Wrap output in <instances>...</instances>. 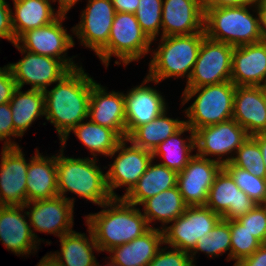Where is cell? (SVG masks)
<instances>
[{
  "label": "cell",
  "instance_id": "obj_18",
  "mask_svg": "<svg viewBox=\"0 0 266 266\" xmlns=\"http://www.w3.org/2000/svg\"><path fill=\"white\" fill-rule=\"evenodd\" d=\"M256 205L222 167L210 187L205 206L224 220H234L251 211Z\"/></svg>",
  "mask_w": 266,
  "mask_h": 266
},
{
  "label": "cell",
  "instance_id": "obj_52",
  "mask_svg": "<svg viewBox=\"0 0 266 266\" xmlns=\"http://www.w3.org/2000/svg\"><path fill=\"white\" fill-rule=\"evenodd\" d=\"M262 90H263L264 101L266 104V84L262 86Z\"/></svg>",
  "mask_w": 266,
  "mask_h": 266
},
{
  "label": "cell",
  "instance_id": "obj_10",
  "mask_svg": "<svg viewBox=\"0 0 266 266\" xmlns=\"http://www.w3.org/2000/svg\"><path fill=\"white\" fill-rule=\"evenodd\" d=\"M65 15L67 11H64L50 24L26 31L16 43L28 52L61 60L70 70L78 68L79 66L72 58L66 59L65 57L66 51L74 46L73 37L62 25V21L66 18Z\"/></svg>",
  "mask_w": 266,
  "mask_h": 266
},
{
  "label": "cell",
  "instance_id": "obj_29",
  "mask_svg": "<svg viewBox=\"0 0 266 266\" xmlns=\"http://www.w3.org/2000/svg\"><path fill=\"white\" fill-rule=\"evenodd\" d=\"M89 237L84 233L71 231L60 237L61 250L52 255L63 266H97L92 249L100 252L91 229L88 227ZM58 253V254H57Z\"/></svg>",
  "mask_w": 266,
  "mask_h": 266
},
{
  "label": "cell",
  "instance_id": "obj_3",
  "mask_svg": "<svg viewBox=\"0 0 266 266\" xmlns=\"http://www.w3.org/2000/svg\"><path fill=\"white\" fill-rule=\"evenodd\" d=\"M56 156L58 196L74 205V199L66 197L72 192L98 206L110 201L113 197L106 183V174L97 166L96 158H73L63 156V147Z\"/></svg>",
  "mask_w": 266,
  "mask_h": 266
},
{
  "label": "cell",
  "instance_id": "obj_42",
  "mask_svg": "<svg viewBox=\"0 0 266 266\" xmlns=\"http://www.w3.org/2000/svg\"><path fill=\"white\" fill-rule=\"evenodd\" d=\"M14 136V138L20 137L14 131V124L12 121V110L10 102L0 104V141L5 140L3 147L19 146L15 142H11V139L7 137Z\"/></svg>",
  "mask_w": 266,
  "mask_h": 266
},
{
  "label": "cell",
  "instance_id": "obj_41",
  "mask_svg": "<svg viewBox=\"0 0 266 266\" xmlns=\"http://www.w3.org/2000/svg\"><path fill=\"white\" fill-rule=\"evenodd\" d=\"M166 248H160L147 266H195L188 252L174 247L166 251Z\"/></svg>",
  "mask_w": 266,
  "mask_h": 266
},
{
  "label": "cell",
  "instance_id": "obj_22",
  "mask_svg": "<svg viewBox=\"0 0 266 266\" xmlns=\"http://www.w3.org/2000/svg\"><path fill=\"white\" fill-rule=\"evenodd\" d=\"M88 117L90 121L114 130L126 138L125 98L121 92H106L99 83L92 86Z\"/></svg>",
  "mask_w": 266,
  "mask_h": 266
},
{
  "label": "cell",
  "instance_id": "obj_13",
  "mask_svg": "<svg viewBox=\"0 0 266 266\" xmlns=\"http://www.w3.org/2000/svg\"><path fill=\"white\" fill-rule=\"evenodd\" d=\"M223 167L216 159L195 156L177 175V187L188 206H205L215 176Z\"/></svg>",
  "mask_w": 266,
  "mask_h": 266
},
{
  "label": "cell",
  "instance_id": "obj_15",
  "mask_svg": "<svg viewBox=\"0 0 266 266\" xmlns=\"http://www.w3.org/2000/svg\"><path fill=\"white\" fill-rule=\"evenodd\" d=\"M115 13L111 0H88L81 21L72 28L80 44L97 55L108 43Z\"/></svg>",
  "mask_w": 266,
  "mask_h": 266
},
{
  "label": "cell",
  "instance_id": "obj_9",
  "mask_svg": "<svg viewBox=\"0 0 266 266\" xmlns=\"http://www.w3.org/2000/svg\"><path fill=\"white\" fill-rule=\"evenodd\" d=\"M233 49L234 46L205 36L185 88H197L231 81Z\"/></svg>",
  "mask_w": 266,
  "mask_h": 266
},
{
  "label": "cell",
  "instance_id": "obj_38",
  "mask_svg": "<svg viewBox=\"0 0 266 266\" xmlns=\"http://www.w3.org/2000/svg\"><path fill=\"white\" fill-rule=\"evenodd\" d=\"M163 0H139L135 17L142 31L153 42L162 27Z\"/></svg>",
  "mask_w": 266,
  "mask_h": 266
},
{
  "label": "cell",
  "instance_id": "obj_40",
  "mask_svg": "<svg viewBox=\"0 0 266 266\" xmlns=\"http://www.w3.org/2000/svg\"><path fill=\"white\" fill-rule=\"evenodd\" d=\"M262 244L266 243V205L257 204L251 211L236 219Z\"/></svg>",
  "mask_w": 266,
  "mask_h": 266
},
{
  "label": "cell",
  "instance_id": "obj_31",
  "mask_svg": "<svg viewBox=\"0 0 266 266\" xmlns=\"http://www.w3.org/2000/svg\"><path fill=\"white\" fill-rule=\"evenodd\" d=\"M186 131L191 134L187 139L188 142L180 137ZM193 149H196L194 131L185 123L177 132L158 145L152 152V156L153 160L156 156H161L164 160L159 164L179 173L195 156L190 154Z\"/></svg>",
  "mask_w": 266,
  "mask_h": 266
},
{
  "label": "cell",
  "instance_id": "obj_37",
  "mask_svg": "<svg viewBox=\"0 0 266 266\" xmlns=\"http://www.w3.org/2000/svg\"><path fill=\"white\" fill-rule=\"evenodd\" d=\"M240 190L245 192L256 204H266V178H259L246 169L239 168L231 162L223 165Z\"/></svg>",
  "mask_w": 266,
  "mask_h": 266
},
{
  "label": "cell",
  "instance_id": "obj_1",
  "mask_svg": "<svg viewBox=\"0 0 266 266\" xmlns=\"http://www.w3.org/2000/svg\"><path fill=\"white\" fill-rule=\"evenodd\" d=\"M96 82L82 66L70 70L56 86L45 90V119L54 124L62 147L71 130L88 118L90 94Z\"/></svg>",
  "mask_w": 266,
  "mask_h": 266
},
{
  "label": "cell",
  "instance_id": "obj_17",
  "mask_svg": "<svg viewBox=\"0 0 266 266\" xmlns=\"http://www.w3.org/2000/svg\"><path fill=\"white\" fill-rule=\"evenodd\" d=\"M32 203V204H31ZM33 230L54 234L59 238L72 230L74 205L61 196L27 202L24 208Z\"/></svg>",
  "mask_w": 266,
  "mask_h": 266
},
{
  "label": "cell",
  "instance_id": "obj_16",
  "mask_svg": "<svg viewBox=\"0 0 266 266\" xmlns=\"http://www.w3.org/2000/svg\"><path fill=\"white\" fill-rule=\"evenodd\" d=\"M197 156H219L217 162L223 165L222 156L234 152L249 137L246 130L233 118L194 131Z\"/></svg>",
  "mask_w": 266,
  "mask_h": 266
},
{
  "label": "cell",
  "instance_id": "obj_53",
  "mask_svg": "<svg viewBox=\"0 0 266 266\" xmlns=\"http://www.w3.org/2000/svg\"><path fill=\"white\" fill-rule=\"evenodd\" d=\"M106 265H107V266H116V265H113L111 262L107 263ZM97 266H100L99 263H98Z\"/></svg>",
  "mask_w": 266,
  "mask_h": 266
},
{
  "label": "cell",
  "instance_id": "obj_27",
  "mask_svg": "<svg viewBox=\"0 0 266 266\" xmlns=\"http://www.w3.org/2000/svg\"><path fill=\"white\" fill-rule=\"evenodd\" d=\"M13 3L15 13H12V26L15 43L26 31L50 24L64 12L58 8L55 13L49 0H13Z\"/></svg>",
  "mask_w": 266,
  "mask_h": 266
},
{
  "label": "cell",
  "instance_id": "obj_50",
  "mask_svg": "<svg viewBox=\"0 0 266 266\" xmlns=\"http://www.w3.org/2000/svg\"><path fill=\"white\" fill-rule=\"evenodd\" d=\"M37 266H63L52 255H45Z\"/></svg>",
  "mask_w": 266,
  "mask_h": 266
},
{
  "label": "cell",
  "instance_id": "obj_48",
  "mask_svg": "<svg viewBox=\"0 0 266 266\" xmlns=\"http://www.w3.org/2000/svg\"><path fill=\"white\" fill-rule=\"evenodd\" d=\"M254 8L257 9L262 40L266 42V4L261 0L256 6L254 5Z\"/></svg>",
  "mask_w": 266,
  "mask_h": 266
},
{
  "label": "cell",
  "instance_id": "obj_25",
  "mask_svg": "<svg viewBox=\"0 0 266 266\" xmlns=\"http://www.w3.org/2000/svg\"><path fill=\"white\" fill-rule=\"evenodd\" d=\"M162 244H164L163 231L151 228L131 242L112 248L108 251L112 253L109 258L116 266H147Z\"/></svg>",
  "mask_w": 266,
  "mask_h": 266
},
{
  "label": "cell",
  "instance_id": "obj_30",
  "mask_svg": "<svg viewBox=\"0 0 266 266\" xmlns=\"http://www.w3.org/2000/svg\"><path fill=\"white\" fill-rule=\"evenodd\" d=\"M21 90L17 88L10 101L14 131L20 137L39 116H45L44 91L29 89L23 93Z\"/></svg>",
  "mask_w": 266,
  "mask_h": 266
},
{
  "label": "cell",
  "instance_id": "obj_8",
  "mask_svg": "<svg viewBox=\"0 0 266 266\" xmlns=\"http://www.w3.org/2000/svg\"><path fill=\"white\" fill-rule=\"evenodd\" d=\"M222 217L206 206H188L163 231L164 244L190 253L199 239L208 236Z\"/></svg>",
  "mask_w": 266,
  "mask_h": 266
},
{
  "label": "cell",
  "instance_id": "obj_6",
  "mask_svg": "<svg viewBox=\"0 0 266 266\" xmlns=\"http://www.w3.org/2000/svg\"><path fill=\"white\" fill-rule=\"evenodd\" d=\"M235 91L236 86L231 81L185 88L182 93V105L198 94L192 105L185 110L188 118L185 123L196 131L232 119Z\"/></svg>",
  "mask_w": 266,
  "mask_h": 266
},
{
  "label": "cell",
  "instance_id": "obj_35",
  "mask_svg": "<svg viewBox=\"0 0 266 266\" xmlns=\"http://www.w3.org/2000/svg\"><path fill=\"white\" fill-rule=\"evenodd\" d=\"M231 233L230 220L221 219L217 225L211 230L208 236L197 241L196 246L189 253L192 263L194 262V255L198 252H204L210 257L219 256L228 250L227 260H231ZM192 254V255H191Z\"/></svg>",
  "mask_w": 266,
  "mask_h": 266
},
{
  "label": "cell",
  "instance_id": "obj_21",
  "mask_svg": "<svg viewBox=\"0 0 266 266\" xmlns=\"http://www.w3.org/2000/svg\"><path fill=\"white\" fill-rule=\"evenodd\" d=\"M231 82L235 86L266 84V42L236 46L232 52Z\"/></svg>",
  "mask_w": 266,
  "mask_h": 266
},
{
  "label": "cell",
  "instance_id": "obj_34",
  "mask_svg": "<svg viewBox=\"0 0 266 266\" xmlns=\"http://www.w3.org/2000/svg\"><path fill=\"white\" fill-rule=\"evenodd\" d=\"M82 121L71 131L75 133L81 143L95 156L99 154L109 156L114 152L122 138L112 129L89 122Z\"/></svg>",
  "mask_w": 266,
  "mask_h": 266
},
{
  "label": "cell",
  "instance_id": "obj_4",
  "mask_svg": "<svg viewBox=\"0 0 266 266\" xmlns=\"http://www.w3.org/2000/svg\"><path fill=\"white\" fill-rule=\"evenodd\" d=\"M205 32L161 37L158 50L150 61L147 75L155 84L169 77H185L187 81L197 60ZM188 73V74H187Z\"/></svg>",
  "mask_w": 266,
  "mask_h": 266
},
{
  "label": "cell",
  "instance_id": "obj_49",
  "mask_svg": "<svg viewBox=\"0 0 266 266\" xmlns=\"http://www.w3.org/2000/svg\"><path fill=\"white\" fill-rule=\"evenodd\" d=\"M254 137L258 141L259 147L262 152L263 161L265 163V168H266V133H259V134L254 135Z\"/></svg>",
  "mask_w": 266,
  "mask_h": 266
},
{
  "label": "cell",
  "instance_id": "obj_36",
  "mask_svg": "<svg viewBox=\"0 0 266 266\" xmlns=\"http://www.w3.org/2000/svg\"><path fill=\"white\" fill-rule=\"evenodd\" d=\"M235 153V157L231 156L223 159V165L231 162L239 168L246 169L256 177L266 178V168L262 152L254 136H249Z\"/></svg>",
  "mask_w": 266,
  "mask_h": 266
},
{
  "label": "cell",
  "instance_id": "obj_23",
  "mask_svg": "<svg viewBox=\"0 0 266 266\" xmlns=\"http://www.w3.org/2000/svg\"><path fill=\"white\" fill-rule=\"evenodd\" d=\"M24 206L0 205V241L15 255H27L37 250V235L26 221ZM37 238V239H36Z\"/></svg>",
  "mask_w": 266,
  "mask_h": 266
},
{
  "label": "cell",
  "instance_id": "obj_47",
  "mask_svg": "<svg viewBox=\"0 0 266 266\" xmlns=\"http://www.w3.org/2000/svg\"><path fill=\"white\" fill-rule=\"evenodd\" d=\"M116 12L135 13L139 0H111Z\"/></svg>",
  "mask_w": 266,
  "mask_h": 266
},
{
  "label": "cell",
  "instance_id": "obj_12",
  "mask_svg": "<svg viewBox=\"0 0 266 266\" xmlns=\"http://www.w3.org/2000/svg\"><path fill=\"white\" fill-rule=\"evenodd\" d=\"M14 46L26 54L17 63L8 64L18 88L30 84L33 90L45 91L70 71L59 59L28 52L17 43Z\"/></svg>",
  "mask_w": 266,
  "mask_h": 266
},
{
  "label": "cell",
  "instance_id": "obj_43",
  "mask_svg": "<svg viewBox=\"0 0 266 266\" xmlns=\"http://www.w3.org/2000/svg\"><path fill=\"white\" fill-rule=\"evenodd\" d=\"M17 88L8 65L3 68L0 67V104L10 102Z\"/></svg>",
  "mask_w": 266,
  "mask_h": 266
},
{
  "label": "cell",
  "instance_id": "obj_32",
  "mask_svg": "<svg viewBox=\"0 0 266 266\" xmlns=\"http://www.w3.org/2000/svg\"><path fill=\"white\" fill-rule=\"evenodd\" d=\"M140 205L144 206L142 214L149 226L152 221L158 220L163 224L161 230L166 227L165 224H169L181 216L188 207L177 186L149 197Z\"/></svg>",
  "mask_w": 266,
  "mask_h": 266
},
{
  "label": "cell",
  "instance_id": "obj_28",
  "mask_svg": "<svg viewBox=\"0 0 266 266\" xmlns=\"http://www.w3.org/2000/svg\"><path fill=\"white\" fill-rule=\"evenodd\" d=\"M152 163L153 160L133 188L122 196L126 202L137 206L149 197L177 186L176 171L159 163Z\"/></svg>",
  "mask_w": 266,
  "mask_h": 266
},
{
  "label": "cell",
  "instance_id": "obj_26",
  "mask_svg": "<svg viewBox=\"0 0 266 266\" xmlns=\"http://www.w3.org/2000/svg\"><path fill=\"white\" fill-rule=\"evenodd\" d=\"M27 202L58 196L56 156L45 157L36 149L26 180Z\"/></svg>",
  "mask_w": 266,
  "mask_h": 266
},
{
  "label": "cell",
  "instance_id": "obj_33",
  "mask_svg": "<svg viewBox=\"0 0 266 266\" xmlns=\"http://www.w3.org/2000/svg\"><path fill=\"white\" fill-rule=\"evenodd\" d=\"M167 111L153 121L137 127L128 137V142L151 152L168 137L177 132L185 121L169 118Z\"/></svg>",
  "mask_w": 266,
  "mask_h": 266
},
{
  "label": "cell",
  "instance_id": "obj_11",
  "mask_svg": "<svg viewBox=\"0 0 266 266\" xmlns=\"http://www.w3.org/2000/svg\"><path fill=\"white\" fill-rule=\"evenodd\" d=\"M127 142V138L122 139L114 152L109 155L113 157L117 152H120L113 164H109L110 168L106 172L107 187L113 198H120L114 189L125 185L126 192L124 195L127 194L146 172L149 163L153 160L151 151L138 147L132 142H130L129 147H126Z\"/></svg>",
  "mask_w": 266,
  "mask_h": 266
},
{
  "label": "cell",
  "instance_id": "obj_7",
  "mask_svg": "<svg viewBox=\"0 0 266 266\" xmlns=\"http://www.w3.org/2000/svg\"><path fill=\"white\" fill-rule=\"evenodd\" d=\"M152 41L142 31L135 14L116 12L107 45L97 54L108 66L112 55L127 65L150 51Z\"/></svg>",
  "mask_w": 266,
  "mask_h": 266
},
{
  "label": "cell",
  "instance_id": "obj_20",
  "mask_svg": "<svg viewBox=\"0 0 266 266\" xmlns=\"http://www.w3.org/2000/svg\"><path fill=\"white\" fill-rule=\"evenodd\" d=\"M143 83L123 94L125 98L126 138L139 126L149 123L167 110L165 98L154 88Z\"/></svg>",
  "mask_w": 266,
  "mask_h": 266
},
{
  "label": "cell",
  "instance_id": "obj_24",
  "mask_svg": "<svg viewBox=\"0 0 266 266\" xmlns=\"http://www.w3.org/2000/svg\"><path fill=\"white\" fill-rule=\"evenodd\" d=\"M232 118L249 136L266 133V104L262 86H236Z\"/></svg>",
  "mask_w": 266,
  "mask_h": 266
},
{
  "label": "cell",
  "instance_id": "obj_51",
  "mask_svg": "<svg viewBox=\"0 0 266 266\" xmlns=\"http://www.w3.org/2000/svg\"><path fill=\"white\" fill-rule=\"evenodd\" d=\"M58 4H59V8H61L63 11H69L70 8H72V6L74 4H76V2H78L79 0H57Z\"/></svg>",
  "mask_w": 266,
  "mask_h": 266
},
{
  "label": "cell",
  "instance_id": "obj_45",
  "mask_svg": "<svg viewBox=\"0 0 266 266\" xmlns=\"http://www.w3.org/2000/svg\"><path fill=\"white\" fill-rule=\"evenodd\" d=\"M234 266H266V243L262 244L249 257L234 263Z\"/></svg>",
  "mask_w": 266,
  "mask_h": 266
},
{
  "label": "cell",
  "instance_id": "obj_2",
  "mask_svg": "<svg viewBox=\"0 0 266 266\" xmlns=\"http://www.w3.org/2000/svg\"><path fill=\"white\" fill-rule=\"evenodd\" d=\"M100 207V212L85 216L100 252L131 242L154 228L136 205L122 197L112 198Z\"/></svg>",
  "mask_w": 266,
  "mask_h": 266
},
{
  "label": "cell",
  "instance_id": "obj_14",
  "mask_svg": "<svg viewBox=\"0 0 266 266\" xmlns=\"http://www.w3.org/2000/svg\"><path fill=\"white\" fill-rule=\"evenodd\" d=\"M0 162V205L24 206L27 203L26 180L29 163L21 147H2Z\"/></svg>",
  "mask_w": 266,
  "mask_h": 266
},
{
  "label": "cell",
  "instance_id": "obj_46",
  "mask_svg": "<svg viewBox=\"0 0 266 266\" xmlns=\"http://www.w3.org/2000/svg\"><path fill=\"white\" fill-rule=\"evenodd\" d=\"M261 0H203L204 8H220L230 6H255Z\"/></svg>",
  "mask_w": 266,
  "mask_h": 266
},
{
  "label": "cell",
  "instance_id": "obj_5",
  "mask_svg": "<svg viewBox=\"0 0 266 266\" xmlns=\"http://www.w3.org/2000/svg\"><path fill=\"white\" fill-rule=\"evenodd\" d=\"M248 7L204 8L206 36L234 47L263 41L259 29V17H253Z\"/></svg>",
  "mask_w": 266,
  "mask_h": 266
},
{
  "label": "cell",
  "instance_id": "obj_19",
  "mask_svg": "<svg viewBox=\"0 0 266 266\" xmlns=\"http://www.w3.org/2000/svg\"><path fill=\"white\" fill-rule=\"evenodd\" d=\"M203 0H163L162 37L204 31Z\"/></svg>",
  "mask_w": 266,
  "mask_h": 266
},
{
  "label": "cell",
  "instance_id": "obj_39",
  "mask_svg": "<svg viewBox=\"0 0 266 266\" xmlns=\"http://www.w3.org/2000/svg\"><path fill=\"white\" fill-rule=\"evenodd\" d=\"M231 260H240L252 255L262 243L236 219L230 220Z\"/></svg>",
  "mask_w": 266,
  "mask_h": 266
},
{
  "label": "cell",
  "instance_id": "obj_44",
  "mask_svg": "<svg viewBox=\"0 0 266 266\" xmlns=\"http://www.w3.org/2000/svg\"><path fill=\"white\" fill-rule=\"evenodd\" d=\"M5 0H0V38L7 39L15 44V35L12 26V9Z\"/></svg>",
  "mask_w": 266,
  "mask_h": 266
}]
</instances>
